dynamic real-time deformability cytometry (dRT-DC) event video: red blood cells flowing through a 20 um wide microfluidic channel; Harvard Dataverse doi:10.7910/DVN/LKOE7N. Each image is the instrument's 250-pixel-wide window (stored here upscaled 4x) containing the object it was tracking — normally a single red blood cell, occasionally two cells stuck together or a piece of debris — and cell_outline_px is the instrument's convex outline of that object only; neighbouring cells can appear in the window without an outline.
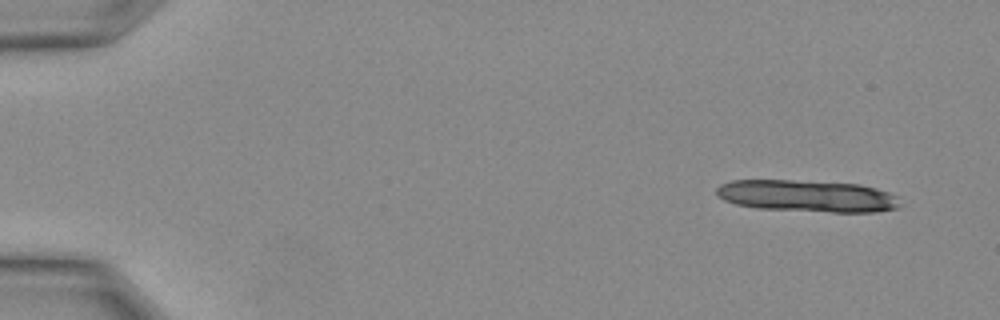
{"species": "Egyptian fruit bat (a non-hibernating species)", "species_latin": "Rousettus aegyptiacus", "temperature_condition": "warm", "stored_images_in_passage": 5, "camera_frame_rate_fps": 3000, "um_per_image_px": 0.085, "animal": {"sex": "female"}, "frame": {"image": 1, "passage_image": 1, "time_ms": 0.0, "image_size_px": [1000, 320], "cell_outline_px": [[900, 208], [876, 212], [832, 212], [756, 208], [736, 204], [724, 200], [716, 196], [716, 188], [720, 184], [732, 180], [792, 180], [856, 184], [876, 188], [888, 192], [896, 196], [900, 204]], "centroid_in_image_um": [68.59, 16.66], "position_along_channel_um": 16.4, "area_um2": 34.16}}